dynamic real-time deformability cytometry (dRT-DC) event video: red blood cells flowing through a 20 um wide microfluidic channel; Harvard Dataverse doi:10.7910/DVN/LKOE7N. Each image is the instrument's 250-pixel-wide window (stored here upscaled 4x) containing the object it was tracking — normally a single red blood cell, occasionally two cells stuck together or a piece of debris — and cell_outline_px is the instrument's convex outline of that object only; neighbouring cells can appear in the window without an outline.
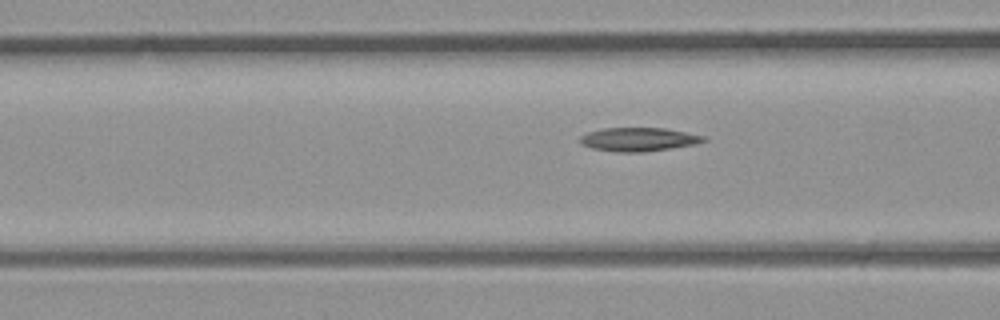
{"species": "common noctule bat (a hibernating species)", "species_latin": "Nyctalus noctula", "temperature_condition": "room temperature", "stored_images_in_passage": 5, "camera_frame_rate_fps": 3000, "um_per_image_px": 0.085, "animal": {"sex": "male", "body_mass_g": 23.1, "forearm_length_mm": 52.7}, "frame": {"image": 1, "passage_image": 5, "time_ms": 1.333, "image_size_px": [1000, 320], "cell_outline_px": [[708, 140], [696, 144], [640, 152], [616, 152], [592, 148], [580, 144], [580, 136], [588, 132], [604, 128], [664, 128], [708, 136]], "centroid_in_image_um": [54.3, 11.84], "position_along_channel_um": 112.3, "area_um2": 16.99}}